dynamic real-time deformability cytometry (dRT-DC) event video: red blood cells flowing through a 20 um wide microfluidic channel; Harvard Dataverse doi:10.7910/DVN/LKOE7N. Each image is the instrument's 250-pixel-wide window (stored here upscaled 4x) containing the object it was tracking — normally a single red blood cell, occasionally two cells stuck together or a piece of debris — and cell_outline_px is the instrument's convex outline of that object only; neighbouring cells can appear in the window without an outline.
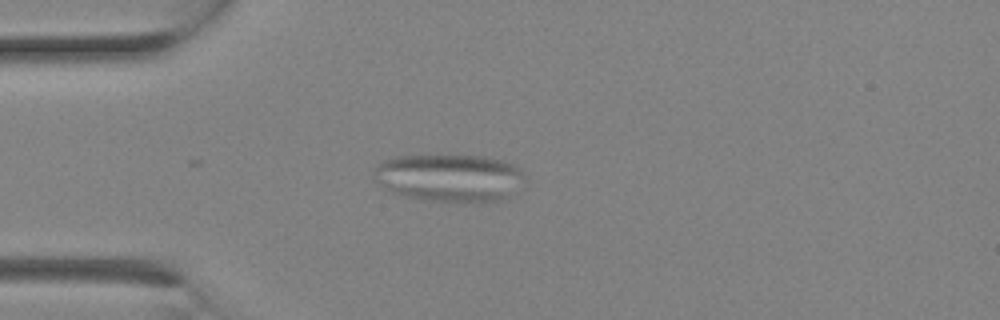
{"species": "Egyptian fruit bat (a non-hibernating species)", "species_latin": "Rousettus aegyptiacus", "temperature_condition": "room temperature", "stored_images_in_passage": 10, "camera_frame_rate_fps": 3000, "um_per_image_px": 0.085, "animal": {"sex": "female"}, "frame": {"image": 1, "passage_image": 6, "time_ms": 1.667, "image_size_px": [1000, 320], "cell_outline_px": [[528, 176], [512, 196], [504, 200], [480, 204], [464, 204], [424, 200], [404, 196], [392, 192], [384, 188], [372, 176], [372, 168], [376, 164], [392, 156], [484, 156], [504, 160], [520, 168]], "centroid_in_image_um": [38.25, 15.15], "position_along_channel_um": 46.7, "area_um2": 43.41}}
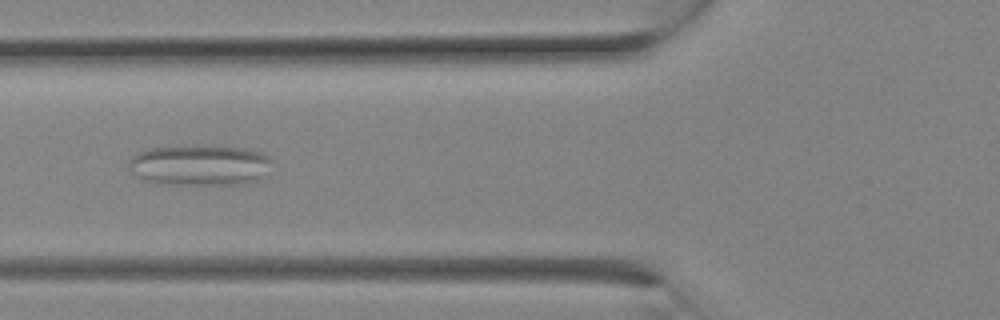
{"frame": {"image": 2, "passage_image": 9, "time_ms": 2.667, "image_size_px": [1000, 320], "cell_outline_px": [[272, 160], [260, 176], [256, 180], [244, 184], [156, 184], [144, 180], [136, 176], [128, 168], [128, 164], [132, 156], [140, 152], [152, 148], [244, 148], [264, 152]], "centroid_in_image_um": [16.93, 14.08], "position_along_channel_um": 108.9, "area_um2": 32.89}}